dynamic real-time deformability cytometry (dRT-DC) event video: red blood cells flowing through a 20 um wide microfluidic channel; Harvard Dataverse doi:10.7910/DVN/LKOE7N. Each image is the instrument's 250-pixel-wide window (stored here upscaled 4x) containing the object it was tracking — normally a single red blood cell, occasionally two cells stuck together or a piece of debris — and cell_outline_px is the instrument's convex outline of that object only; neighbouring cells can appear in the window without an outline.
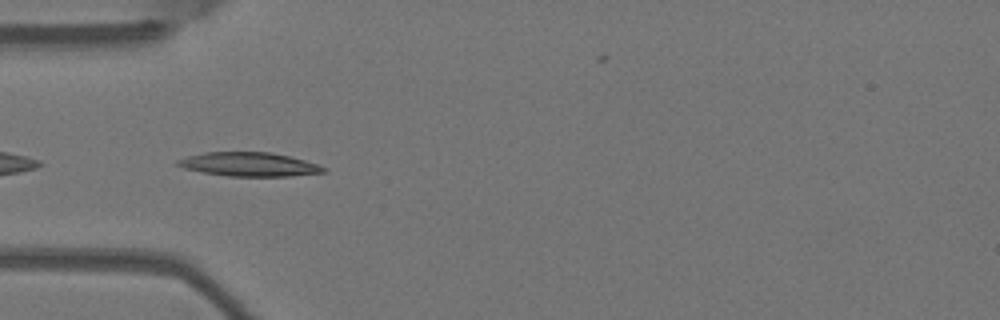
{"species": "Egyptian fruit bat (a non-hibernating species)", "species_latin": "Rousettus aegyptiacus", "temperature_condition": "warm", "stored_images_in_passage": 14, "camera_frame_rate_fps": 3000, "um_per_image_px": 0.085, "animal": {"sex": "female"}, "frame": {"image": 1, "passage_image": 4, "time_ms": 1.0, "image_size_px": [1000, 320], "cell_outline_px": [[328, 172], [292, 176], [228, 176], [204, 172], [184, 168], [176, 164], [176, 160], [188, 156], [204, 152], [272, 152], [304, 160], [328, 168]], "centroid_in_image_um": [21.21, 13.97], "position_along_channel_um": 63.8, "area_um2": 20.29}}
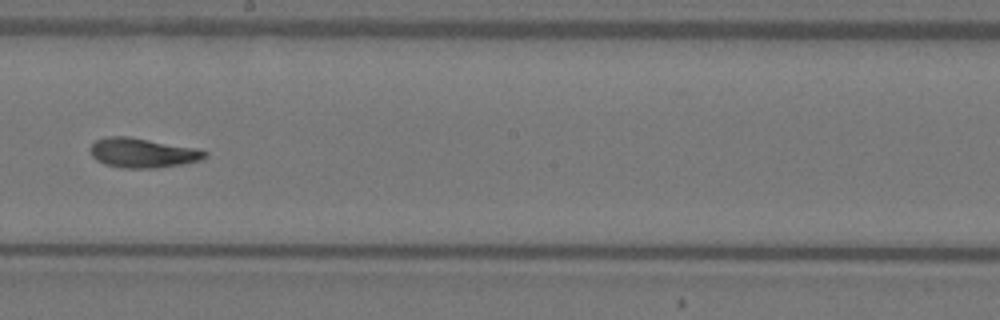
{"frame": {"image": 2, "passage_image": 8, "time_ms": 2.333, "image_size_px": [1000, 320], "cell_outline_px": [[208, 156], [200, 160], [184, 164], [156, 168], [124, 168], [104, 164], [96, 160], [92, 156], [88, 148], [96, 140], [108, 136], [128, 136], [200, 148], [208, 152]], "centroid_in_image_um": [12.15, 12.99], "position_along_channel_um": 236.1, "area_um2": 20.11}}
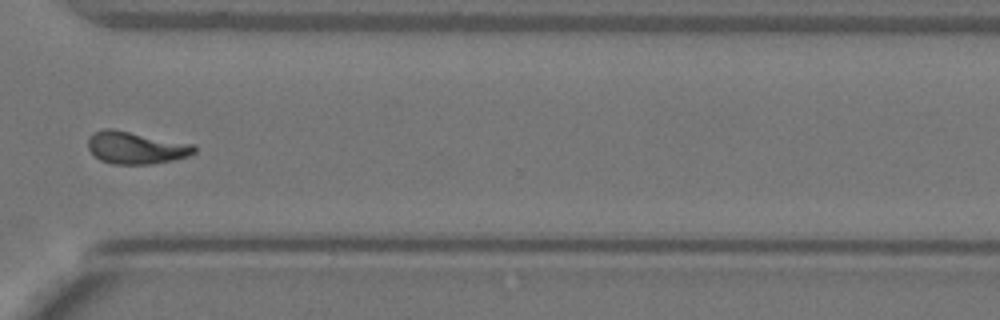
{"frame": {"image": 3, "passage_image": 11, "time_ms": 3.333, "image_size_px": [1000, 320], "cell_outline_px": [[196, 152], [188, 156], [172, 160], [152, 164], [112, 164], [100, 160], [88, 148], [88, 140], [92, 132], [104, 128], [112, 128], [196, 144]], "centroid_in_image_um": [11.57, 12.54], "position_along_channel_um": 359.0, "area_um2": 20.23}}